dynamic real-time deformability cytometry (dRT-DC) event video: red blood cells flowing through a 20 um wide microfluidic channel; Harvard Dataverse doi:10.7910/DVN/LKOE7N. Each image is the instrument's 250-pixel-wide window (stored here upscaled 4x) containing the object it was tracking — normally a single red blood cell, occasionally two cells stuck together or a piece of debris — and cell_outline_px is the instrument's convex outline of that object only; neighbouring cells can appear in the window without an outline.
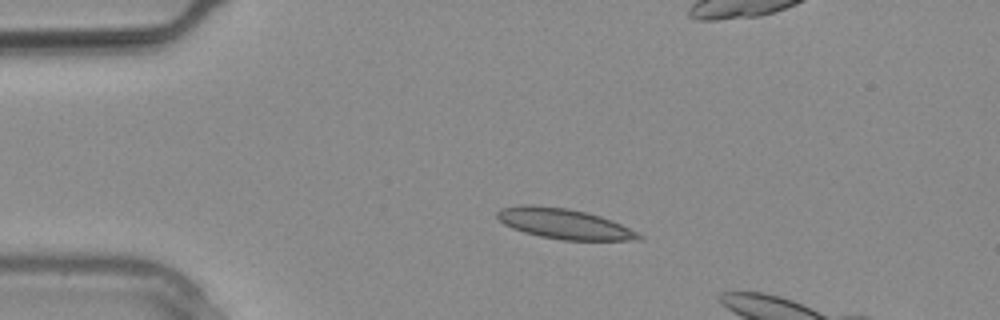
{"species": "common noctule bat (a hibernating species)", "species_latin": "Nyctalus noctula", "temperature_condition": "warm", "stored_images_in_passage": 4, "camera_frame_rate_fps": 3000, "um_per_image_px": 0.085, "animal": {"sex": "male", "body_mass_g": 20.4}, "frame": {"image": 1, "passage_image": 2, "time_ms": 0.333, "image_size_px": [1000, 320], "cell_outline_px": [[644, 236], [640, 240], [564, 240], [540, 236], [524, 232], [512, 228], [504, 224], [496, 216], [496, 212], [500, 208], [520, 204], [532, 204], [568, 208], [600, 216], [620, 224]], "centroid_in_image_um": [47.89, 19.0], "position_along_channel_um": 37.1, "area_um2": 24.91}}